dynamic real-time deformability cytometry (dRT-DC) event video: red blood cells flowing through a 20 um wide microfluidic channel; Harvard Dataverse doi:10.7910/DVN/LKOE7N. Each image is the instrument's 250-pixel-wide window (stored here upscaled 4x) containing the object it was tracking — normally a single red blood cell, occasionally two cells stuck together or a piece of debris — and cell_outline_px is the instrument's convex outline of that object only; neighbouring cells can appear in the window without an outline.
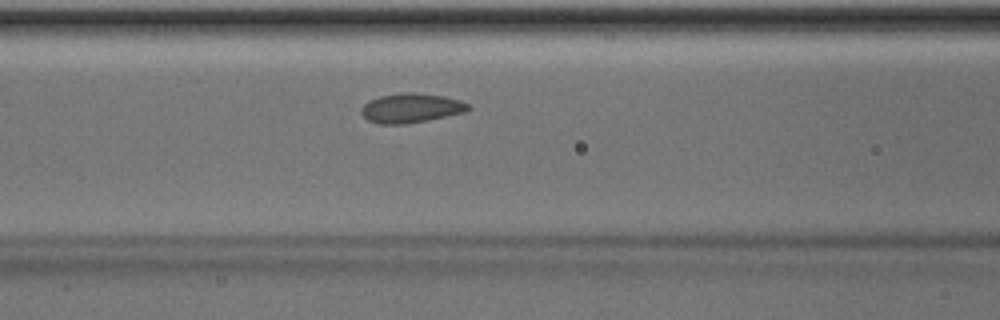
{"species": "Egyptian fruit bat (a non-hibernating species)", "species_latin": "Rousettus aegyptiacus", "temperature_condition": "room temperature", "stored_images_in_passage": 27, "camera_frame_rate_fps": 3000, "um_per_image_px": 0.085, "animal": {"sex": "male"}, "frame": {"image": 1, "passage_image": 6, "time_ms": 1.667, "image_size_px": [1000, 320], "cell_outline_px": [[472, 108], [464, 112], [428, 120], [404, 124], [376, 124], [368, 120], [360, 112], [360, 108], [368, 100], [380, 96], [404, 92], [412, 92], [444, 96], [460, 100], [468, 104]], "centroid_in_image_um": [34.91, 9.18], "position_along_channel_um": 131.7, "area_um2": 18.38}}
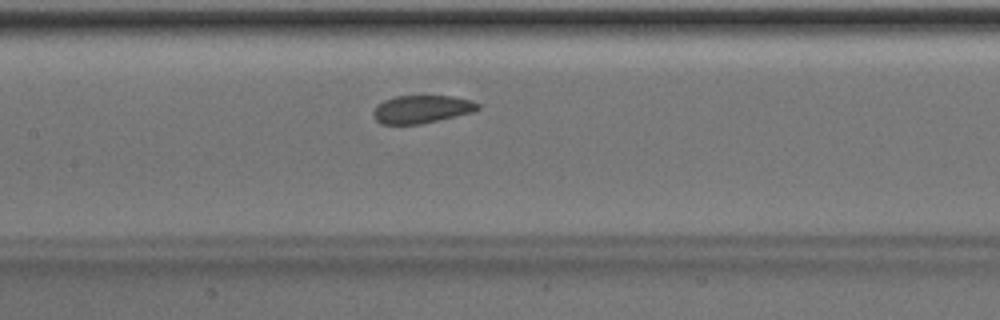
{"frame": {"image": 2, "passage_image": 9, "time_ms": 2.667, "image_size_px": [1000, 320], "cell_outline_px": [[480, 108], [472, 112], [420, 124], [380, 124], [376, 120], [372, 112], [376, 104], [384, 100], [396, 96], [456, 96], [472, 100], [480, 104]], "centroid_in_image_um": [35.83, 9.27], "position_along_channel_um": 171.6, "area_um2": 17.05}}
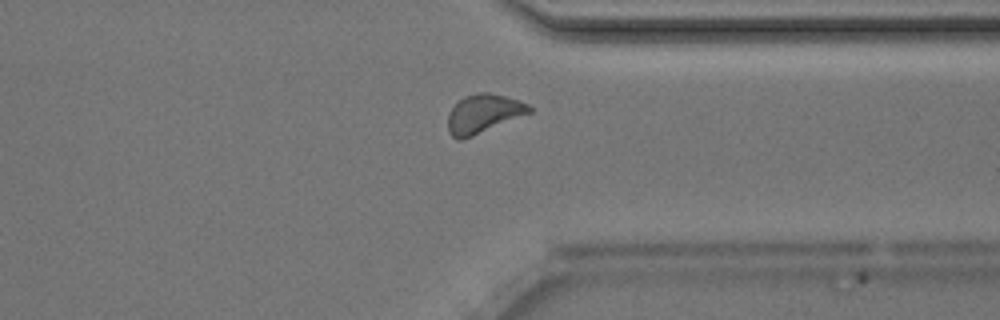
{"frame": {"image": 3, "passage_image": 24, "time_ms": 7.667, "image_size_px": [1000, 320], "cell_outline_px": [[532, 112], [464, 140], [456, 140], [448, 132], [448, 116], [452, 108], [464, 96], [476, 92], [488, 92], [520, 100], [528, 104], [532, 108]], "centroid_in_image_um": [41.09, 9.67], "position_along_channel_um": 370.3, "area_um2": 18.5}}